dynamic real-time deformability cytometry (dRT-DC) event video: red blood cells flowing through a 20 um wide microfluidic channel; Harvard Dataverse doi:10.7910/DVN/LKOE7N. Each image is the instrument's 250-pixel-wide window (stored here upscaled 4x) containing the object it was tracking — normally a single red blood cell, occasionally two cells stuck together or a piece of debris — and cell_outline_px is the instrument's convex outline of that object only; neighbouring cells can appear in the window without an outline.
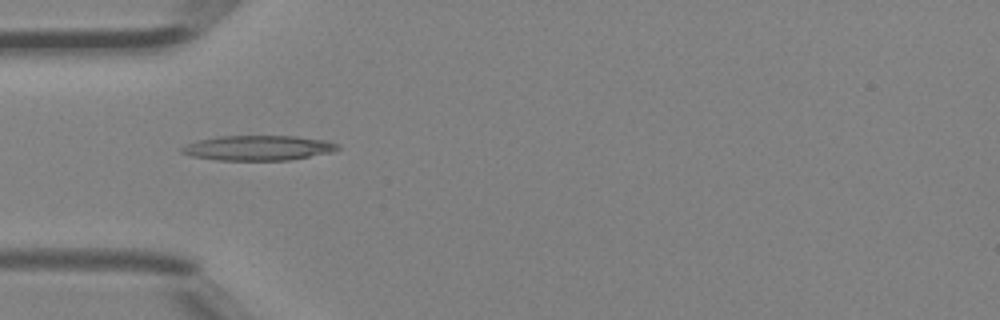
{"species": "Egyptian fruit bat (a non-hibernating species)", "species_latin": "Rousettus aegyptiacus", "temperature_condition": "room temperature", "stored_images_in_passage": 32, "camera_frame_rate_fps": 3000, "um_per_image_px": 0.085, "animal": {"sex": "female"}, "frame": {"image": 1, "passage_image": 1, "time_ms": 0.0, "image_size_px": [1000, 320], "cell_outline_px": [[340, 148], [332, 152], [288, 160], [216, 160], [192, 156], [180, 152], [180, 148], [188, 144], [200, 140], [220, 136], [296, 136], [328, 140], [336, 144]], "centroid_in_image_um": [21.96, 12.57], "position_along_channel_um": 63.0, "area_um2": 22.54}}
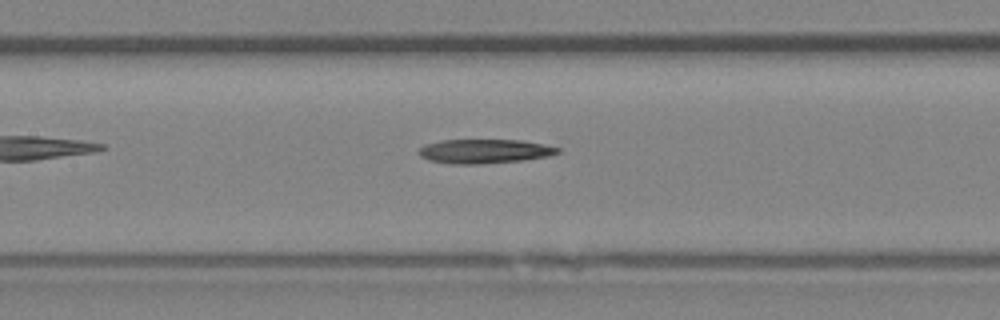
{"frame": {"image": 2, "passage_image": 8, "time_ms": 2.333, "image_size_px": [1000, 320], "cell_outline_px": [[560, 152], [548, 156], [524, 160], [480, 164], [452, 164], [428, 160], [420, 156], [420, 148], [424, 144], [440, 140], [524, 140], [544, 144], [560, 148]], "centroid_in_image_um": [41.19, 12.85], "position_along_channel_um": 166.2, "area_um2": 19.65}}
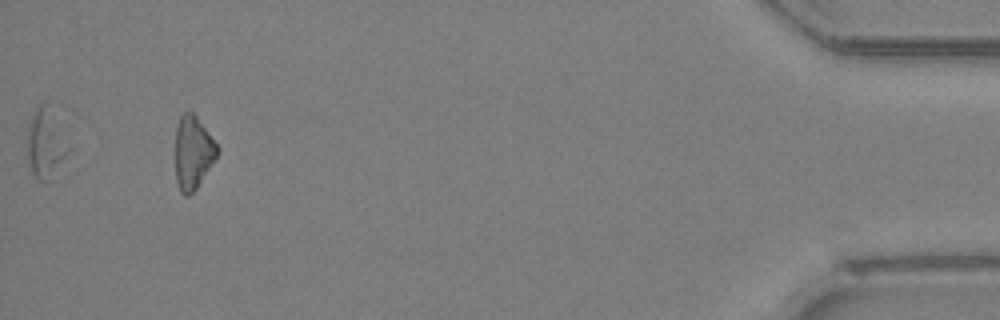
{"frame": {"image": 3, "passage_image": 30, "time_ms": 9.667, "image_size_px": [1000, 320], "cell_outline_px": [[220, 148], [216, 160], [196, 188], [188, 196], [184, 196], [180, 192], [176, 180], [176, 124], [180, 116], [184, 112], [192, 112], [196, 116]], "centroid_in_image_um": [16.41, 12.98], "position_along_channel_um": 418.8, "area_um2": 17.92}}